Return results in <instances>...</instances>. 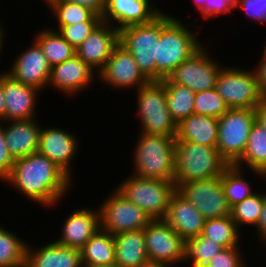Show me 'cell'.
<instances>
[{
    "label": "cell",
    "instance_id": "27",
    "mask_svg": "<svg viewBox=\"0 0 266 267\" xmlns=\"http://www.w3.org/2000/svg\"><path fill=\"white\" fill-rule=\"evenodd\" d=\"M83 267L115 264V240L112 234L99 229L80 249Z\"/></svg>",
    "mask_w": 266,
    "mask_h": 267
},
{
    "label": "cell",
    "instance_id": "39",
    "mask_svg": "<svg viewBox=\"0 0 266 267\" xmlns=\"http://www.w3.org/2000/svg\"><path fill=\"white\" fill-rule=\"evenodd\" d=\"M201 15L207 19L218 14L231 12L240 0H194Z\"/></svg>",
    "mask_w": 266,
    "mask_h": 267
},
{
    "label": "cell",
    "instance_id": "41",
    "mask_svg": "<svg viewBox=\"0 0 266 267\" xmlns=\"http://www.w3.org/2000/svg\"><path fill=\"white\" fill-rule=\"evenodd\" d=\"M15 159L6 145L3 125L0 124V179L3 181L11 174Z\"/></svg>",
    "mask_w": 266,
    "mask_h": 267
},
{
    "label": "cell",
    "instance_id": "2",
    "mask_svg": "<svg viewBox=\"0 0 266 267\" xmlns=\"http://www.w3.org/2000/svg\"><path fill=\"white\" fill-rule=\"evenodd\" d=\"M202 44L195 33L177 18L161 12V37L158 41L156 81L166 79L175 68L195 54Z\"/></svg>",
    "mask_w": 266,
    "mask_h": 267
},
{
    "label": "cell",
    "instance_id": "15",
    "mask_svg": "<svg viewBox=\"0 0 266 267\" xmlns=\"http://www.w3.org/2000/svg\"><path fill=\"white\" fill-rule=\"evenodd\" d=\"M97 72L104 83L115 86V88L134 86L136 88L137 86L139 89L149 82L140 72L132 54L120 44L114 48L104 67Z\"/></svg>",
    "mask_w": 266,
    "mask_h": 267
},
{
    "label": "cell",
    "instance_id": "43",
    "mask_svg": "<svg viewBox=\"0 0 266 267\" xmlns=\"http://www.w3.org/2000/svg\"><path fill=\"white\" fill-rule=\"evenodd\" d=\"M67 1L87 7L100 17H102L104 14L106 0H67Z\"/></svg>",
    "mask_w": 266,
    "mask_h": 267
},
{
    "label": "cell",
    "instance_id": "42",
    "mask_svg": "<svg viewBox=\"0 0 266 267\" xmlns=\"http://www.w3.org/2000/svg\"><path fill=\"white\" fill-rule=\"evenodd\" d=\"M238 6L254 21L266 22V0H240L236 7Z\"/></svg>",
    "mask_w": 266,
    "mask_h": 267
},
{
    "label": "cell",
    "instance_id": "38",
    "mask_svg": "<svg viewBox=\"0 0 266 267\" xmlns=\"http://www.w3.org/2000/svg\"><path fill=\"white\" fill-rule=\"evenodd\" d=\"M100 22L85 21L69 26H59L55 31L59 30L58 33L76 49Z\"/></svg>",
    "mask_w": 266,
    "mask_h": 267
},
{
    "label": "cell",
    "instance_id": "37",
    "mask_svg": "<svg viewBox=\"0 0 266 267\" xmlns=\"http://www.w3.org/2000/svg\"><path fill=\"white\" fill-rule=\"evenodd\" d=\"M230 108L215 88L195 93L194 113L219 118Z\"/></svg>",
    "mask_w": 266,
    "mask_h": 267
},
{
    "label": "cell",
    "instance_id": "28",
    "mask_svg": "<svg viewBox=\"0 0 266 267\" xmlns=\"http://www.w3.org/2000/svg\"><path fill=\"white\" fill-rule=\"evenodd\" d=\"M244 163L252 172L264 177L266 173V130L257 122L251 128L244 154L234 165L242 169Z\"/></svg>",
    "mask_w": 266,
    "mask_h": 267
},
{
    "label": "cell",
    "instance_id": "47",
    "mask_svg": "<svg viewBox=\"0 0 266 267\" xmlns=\"http://www.w3.org/2000/svg\"><path fill=\"white\" fill-rule=\"evenodd\" d=\"M0 75V121H5V98L3 92L4 74Z\"/></svg>",
    "mask_w": 266,
    "mask_h": 267
},
{
    "label": "cell",
    "instance_id": "20",
    "mask_svg": "<svg viewBox=\"0 0 266 267\" xmlns=\"http://www.w3.org/2000/svg\"><path fill=\"white\" fill-rule=\"evenodd\" d=\"M149 0H106L102 21H116L118 30L137 24H145L156 18L161 11L151 6Z\"/></svg>",
    "mask_w": 266,
    "mask_h": 267
},
{
    "label": "cell",
    "instance_id": "31",
    "mask_svg": "<svg viewBox=\"0 0 266 267\" xmlns=\"http://www.w3.org/2000/svg\"><path fill=\"white\" fill-rule=\"evenodd\" d=\"M231 216L207 219L202 235L216 242L223 248L238 246L239 231Z\"/></svg>",
    "mask_w": 266,
    "mask_h": 267
},
{
    "label": "cell",
    "instance_id": "25",
    "mask_svg": "<svg viewBox=\"0 0 266 267\" xmlns=\"http://www.w3.org/2000/svg\"><path fill=\"white\" fill-rule=\"evenodd\" d=\"M115 264L119 267H147L150 265L145 244L144 229L113 235Z\"/></svg>",
    "mask_w": 266,
    "mask_h": 267
},
{
    "label": "cell",
    "instance_id": "12",
    "mask_svg": "<svg viewBox=\"0 0 266 267\" xmlns=\"http://www.w3.org/2000/svg\"><path fill=\"white\" fill-rule=\"evenodd\" d=\"M176 190L191 202L206 220L231 216V207L224 195L221 175L181 184Z\"/></svg>",
    "mask_w": 266,
    "mask_h": 267
},
{
    "label": "cell",
    "instance_id": "8",
    "mask_svg": "<svg viewBox=\"0 0 266 267\" xmlns=\"http://www.w3.org/2000/svg\"><path fill=\"white\" fill-rule=\"evenodd\" d=\"M256 122V109L230 108L218 118L219 132L216 149L234 165L244 154L252 126Z\"/></svg>",
    "mask_w": 266,
    "mask_h": 267
},
{
    "label": "cell",
    "instance_id": "5",
    "mask_svg": "<svg viewBox=\"0 0 266 267\" xmlns=\"http://www.w3.org/2000/svg\"><path fill=\"white\" fill-rule=\"evenodd\" d=\"M161 37V13L145 24L119 30V44L132 54L140 72L148 81H156L158 41Z\"/></svg>",
    "mask_w": 266,
    "mask_h": 267
},
{
    "label": "cell",
    "instance_id": "23",
    "mask_svg": "<svg viewBox=\"0 0 266 267\" xmlns=\"http://www.w3.org/2000/svg\"><path fill=\"white\" fill-rule=\"evenodd\" d=\"M3 127L9 153L14 159L36 153L41 127L35 119L8 121Z\"/></svg>",
    "mask_w": 266,
    "mask_h": 267
},
{
    "label": "cell",
    "instance_id": "16",
    "mask_svg": "<svg viewBox=\"0 0 266 267\" xmlns=\"http://www.w3.org/2000/svg\"><path fill=\"white\" fill-rule=\"evenodd\" d=\"M8 74L20 83L41 90L48 85L51 66L39 44H34L17 56Z\"/></svg>",
    "mask_w": 266,
    "mask_h": 267
},
{
    "label": "cell",
    "instance_id": "40",
    "mask_svg": "<svg viewBox=\"0 0 266 267\" xmlns=\"http://www.w3.org/2000/svg\"><path fill=\"white\" fill-rule=\"evenodd\" d=\"M239 246L223 248L212 257L207 267H245Z\"/></svg>",
    "mask_w": 266,
    "mask_h": 267
},
{
    "label": "cell",
    "instance_id": "10",
    "mask_svg": "<svg viewBox=\"0 0 266 267\" xmlns=\"http://www.w3.org/2000/svg\"><path fill=\"white\" fill-rule=\"evenodd\" d=\"M144 232L150 264L169 266L186 261V241L164 219L152 220Z\"/></svg>",
    "mask_w": 266,
    "mask_h": 267
},
{
    "label": "cell",
    "instance_id": "30",
    "mask_svg": "<svg viewBox=\"0 0 266 267\" xmlns=\"http://www.w3.org/2000/svg\"><path fill=\"white\" fill-rule=\"evenodd\" d=\"M34 40L42 48L51 68L76 55V49L54 29H43Z\"/></svg>",
    "mask_w": 266,
    "mask_h": 267
},
{
    "label": "cell",
    "instance_id": "34",
    "mask_svg": "<svg viewBox=\"0 0 266 267\" xmlns=\"http://www.w3.org/2000/svg\"><path fill=\"white\" fill-rule=\"evenodd\" d=\"M242 172L241 168L229 165L221 175L224 195L231 208L255 193L250 189V183L245 181Z\"/></svg>",
    "mask_w": 266,
    "mask_h": 267
},
{
    "label": "cell",
    "instance_id": "36",
    "mask_svg": "<svg viewBox=\"0 0 266 267\" xmlns=\"http://www.w3.org/2000/svg\"><path fill=\"white\" fill-rule=\"evenodd\" d=\"M266 194L259 192L253 193L240 203L231 208L232 220L236 223L237 227L243 224H250L256 227Z\"/></svg>",
    "mask_w": 266,
    "mask_h": 267
},
{
    "label": "cell",
    "instance_id": "50",
    "mask_svg": "<svg viewBox=\"0 0 266 267\" xmlns=\"http://www.w3.org/2000/svg\"><path fill=\"white\" fill-rule=\"evenodd\" d=\"M98 267H119V266H117L116 264H114V265L98 266Z\"/></svg>",
    "mask_w": 266,
    "mask_h": 267
},
{
    "label": "cell",
    "instance_id": "32",
    "mask_svg": "<svg viewBox=\"0 0 266 267\" xmlns=\"http://www.w3.org/2000/svg\"><path fill=\"white\" fill-rule=\"evenodd\" d=\"M46 4L56 15L59 26H69L85 21H102L89 8L67 0H46Z\"/></svg>",
    "mask_w": 266,
    "mask_h": 267
},
{
    "label": "cell",
    "instance_id": "45",
    "mask_svg": "<svg viewBox=\"0 0 266 267\" xmlns=\"http://www.w3.org/2000/svg\"><path fill=\"white\" fill-rule=\"evenodd\" d=\"M256 228L258 229V233L260 234V239L262 238V241H266V197L263 202L261 215Z\"/></svg>",
    "mask_w": 266,
    "mask_h": 267
},
{
    "label": "cell",
    "instance_id": "46",
    "mask_svg": "<svg viewBox=\"0 0 266 267\" xmlns=\"http://www.w3.org/2000/svg\"><path fill=\"white\" fill-rule=\"evenodd\" d=\"M256 122L266 130V98L256 108Z\"/></svg>",
    "mask_w": 266,
    "mask_h": 267
},
{
    "label": "cell",
    "instance_id": "3",
    "mask_svg": "<svg viewBox=\"0 0 266 267\" xmlns=\"http://www.w3.org/2000/svg\"><path fill=\"white\" fill-rule=\"evenodd\" d=\"M228 166L216 147L189 141L175 142L176 189L181 184L220 176Z\"/></svg>",
    "mask_w": 266,
    "mask_h": 267
},
{
    "label": "cell",
    "instance_id": "29",
    "mask_svg": "<svg viewBox=\"0 0 266 267\" xmlns=\"http://www.w3.org/2000/svg\"><path fill=\"white\" fill-rule=\"evenodd\" d=\"M166 92V102L172 118L179 124L194 113L195 92L186 86L161 80Z\"/></svg>",
    "mask_w": 266,
    "mask_h": 267
},
{
    "label": "cell",
    "instance_id": "48",
    "mask_svg": "<svg viewBox=\"0 0 266 267\" xmlns=\"http://www.w3.org/2000/svg\"><path fill=\"white\" fill-rule=\"evenodd\" d=\"M2 28L0 27V52H1V50H2V42H3V34H4V32L1 30Z\"/></svg>",
    "mask_w": 266,
    "mask_h": 267
},
{
    "label": "cell",
    "instance_id": "19",
    "mask_svg": "<svg viewBox=\"0 0 266 267\" xmlns=\"http://www.w3.org/2000/svg\"><path fill=\"white\" fill-rule=\"evenodd\" d=\"M5 121L34 119L39 89L4 74Z\"/></svg>",
    "mask_w": 266,
    "mask_h": 267
},
{
    "label": "cell",
    "instance_id": "18",
    "mask_svg": "<svg viewBox=\"0 0 266 267\" xmlns=\"http://www.w3.org/2000/svg\"><path fill=\"white\" fill-rule=\"evenodd\" d=\"M164 220L186 242L202 234L206 221L201 212L177 190L171 196Z\"/></svg>",
    "mask_w": 266,
    "mask_h": 267
},
{
    "label": "cell",
    "instance_id": "4",
    "mask_svg": "<svg viewBox=\"0 0 266 267\" xmlns=\"http://www.w3.org/2000/svg\"><path fill=\"white\" fill-rule=\"evenodd\" d=\"M134 153V175L167 182L175 177V137L140 133Z\"/></svg>",
    "mask_w": 266,
    "mask_h": 267
},
{
    "label": "cell",
    "instance_id": "1",
    "mask_svg": "<svg viewBox=\"0 0 266 267\" xmlns=\"http://www.w3.org/2000/svg\"><path fill=\"white\" fill-rule=\"evenodd\" d=\"M71 180L72 177L38 152L15 159L11 174L5 179L30 200L43 206L60 201L70 189Z\"/></svg>",
    "mask_w": 266,
    "mask_h": 267
},
{
    "label": "cell",
    "instance_id": "44",
    "mask_svg": "<svg viewBox=\"0 0 266 267\" xmlns=\"http://www.w3.org/2000/svg\"><path fill=\"white\" fill-rule=\"evenodd\" d=\"M260 90L266 96V57H262L259 66L255 69Z\"/></svg>",
    "mask_w": 266,
    "mask_h": 267
},
{
    "label": "cell",
    "instance_id": "14",
    "mask_svg": "<svg viewBox=\"0 0 266 267\" xmlns=\"http://www.w3.org/2000/svg\"><path fill=\"white\" fill-rule=\"evenodd\" d=\"M109 24L101 21L76 48V55L93 70L100 71L119 44V30Z\"/></svg>",
    "mask_w": 266,
    "mask_h": 267
},
{
    "label": "cell",
    "instance_id": "35",
    "mask_svg": "<svg viewBox=\"0 0 266 267\" xmlns=\"http://www.w3.org/2000/svg\"><path fill=\"white\" fill-rule=\"evenodd\" d=\"M222 249V246L201 234L186 242L185 260L192 261L191 267H203Z\"/></svg>",
    "mask_w": 266,
    "mask_h": 267
},
{
    "label": "cell",
    "instance_id": "7",
    "mask_svg": "<svg viewBox=\"0 0 266 267\" xmlns=\"http://www.w3.org/2000/svg\"><path fill=\"white\" fill-rule=\"evenodd\" d=\"M136 90L141 132L176 137L177 124L167 107L164 84L161 81H149Z\"/></svg>",
    "mask_w": 266,
    "mask_h": 267
},
{
    "label": "cell",
    "instance_id": "22",
    "mask_svg": "<svg viewBox=\"0 0 266 267\" xmlns=\"http://www.w3.org/2000/svg\"><path fill=\"white\" fill-rule=\"evenodd\" d=\"M95 75L92 68L84 63L77 55L51 68L50 86L66 92L75 94L85 89Z\"/></svg>",
    "mask_w": 266,
    "mask_h": 267
},
{
    "label": "cell",
    "instance_id": "24",
    "mask_svg": "<svg viewBox=\"0 0 266 267\" xmlns=\"http://www.w3.org/2000/svg\"><path fill=\"white\" fill-rule=\"evenodd\" d=\"M25 267H83L81 251L60 245L56 241L36 251L27 245Z\"/></svg>",
    "mask_w": 266,
    "mask_h": 267
},
{
    "label": "cell",
    "instance_id": "11",
    "mask_svg": "<svg viewBox=\"0 0 266 267\" xmlns=\"http://www.w3.org/2000/svg\"><path fill=\"white\" fill-rule=\"evenodd\" d=\"M99 210L101 229L112 235L144 229L152 221L144 210L117 190L105 199Z\"/></svg>",
    "mask_w": 266,
    "mask_h": 267
},
{
    "label": "cell",
    "instance_id": "21",
    "mask_svg": "<svg viewBox=\"0 0 266 267\" xmlns=\"http://www.w3.org/2000/svg\"><path fill=\"white\" fill-rule=\"evenodd\" d=\"M64 223L62 236L55 241L60 245L80 250L101 229L100 210L77 209Z\"/></svg>",
    "mask_w": 266,
    "mask_h": 267
},
{
    "label": "cell",
    "instance_id": "51",
    "mask_svg": "<svg viewBox=\"0 0 266 267\" xmlns=\"http://www.w3.org/2000/svg\"><path fill=\"white\" fill-rule=\"evenodd\" d=\"M264 49H265V50H264V53H263V57H266V46H265Z\"/></svg>",
    "mask_w": 266,
    "mask_h": 267
},
{
    "label": "cell",
    "instance_id": "49",
    "mask_svg": "<svg viewBox=\"0 0 266 267\" xmlns=\"http://www.w3.org/2000/svg\"><path fill=\"white\" fill-rule=\"evenodd\" d=\"M147 267H170V266H168V265H152V264H150Z\"/></svg>",
    "mask_w": 266,
    "mask_h": 267
},
{
    "label": "cell",
    "instance_id": "13",
    "mask_svg": "<svg viewBox=\"0 0 266 267\" xmlns=\"http://www.w3.org/2000/svg\"><path fill=\"white\" fill-rule=\"evenodd\" d=\"M206 51L202 46L195 54L175 68L166 79L170 83L186 86L195 93L215 88L218 74L222 68Z\"/></svg>",
    "mask_w": 266,
    "mask_h": 267
},
{
    "label": "cell",
    "instance_id": "9",
    "mask_svg": "<svg viewBox=\"0 0 266 267\" xmlns=\"http://www.w3.org/2000/svg\"><path fill=\"white\" fill-rule=\"evenodd\" d=\"M215 89L229 108L256 109L266 98L260 90L256 72L241 68H222Z\"/></svg>",
    "mask_w": 266,
    "mask_h": 267
},
{
    "label": "cell",
    "instance_id": "17",
    "mask_svg": "<svg viewBox=\"0 0 266 267\" xmlns=\"http://www.w3.org/2000/svg\"><path fill=\"white\" fill-rule=\"evenodd\" d=\"M76 137L61 128H41L37 152L46 156L70 177V163L78 149Z\"/></svg>",
    "mask_w": 266,
    "mask_h": 267
},
{
    "label": "cell",
    "instance_id": "26",
    "mask_svg": "<svg viewBox=\"0 0 266 267\" xmlns=\"http://www.w3.org/2000/svg\"><path fill=\"white\" fill-rule=\"evenodd\" d=\"M218 132L217 118L193 113L177 124L175 138L176 141H189L216 147Z\"/></svg>",
    "mask_w": 266,
    "mask_h": 267
},
{
    "label": "cell",
    "instance_id": "33",
    "mask_svg": "<svg viewBox=\"0 0 266 267\" xmlns=\"http://www.w3.org/2000/svg\"><path fill=\"white\" fill-rule=\"evenodd\" d=\"M27 245L0 226V267H25Z\"/></svg>",
    "mask_w": 266,
    "mask_h": 267
},
{
    "label": "cell",
    "instance_id": "6",
    "mask_svg": "<svg viewBox=\"0 0 266 267\" xmlns=\"http://www.w3.org/2000/svg\"><path fill=\"white\" fill-rule=\"evenodd\" d=\"M132 175L116 190L144 210L152 220L164 219L171 196L176 191L175 183Z\"/></svg>",
    "mask_w": 266,
    "mask_h": 267
}]
</instances>
